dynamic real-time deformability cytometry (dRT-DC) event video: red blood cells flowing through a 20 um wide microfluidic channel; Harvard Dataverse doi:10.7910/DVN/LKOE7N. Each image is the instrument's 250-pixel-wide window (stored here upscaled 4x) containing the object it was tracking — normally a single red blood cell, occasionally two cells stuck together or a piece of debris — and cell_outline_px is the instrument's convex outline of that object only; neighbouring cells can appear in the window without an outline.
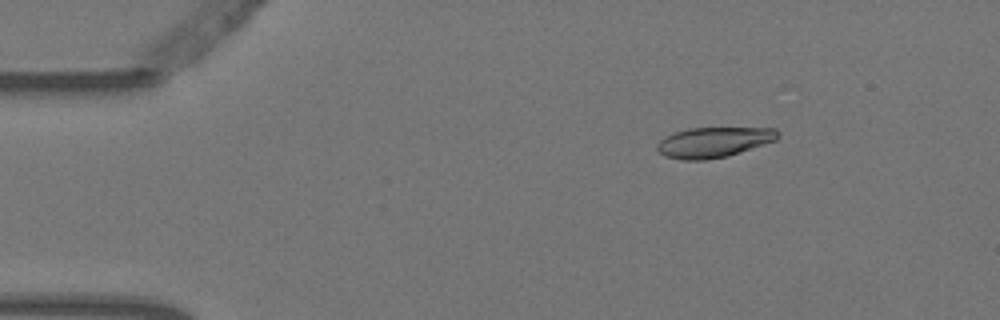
{"species": "Egyptian fruit bat (a non-hibernating species)", "species_latin": "Rousettus aegyptiacus", "temperature_condition": "warm", "stored_images_in_passage": 4, "camera_frame_rate_fps": 3000, "um_per_image_px": 0.085, "animal": {"sex": "female"}, "frame": {"image": 1, "passage_image": 3, "time_ms": 0.667, "image_size_px": [1000, 320], "cell_outline_px": [[780, 136], [776, 140], [724, 156], [704, 160], [680, 160], [664, 156], [656, 148], [656, 144], [660, 140], [676, 132], [688, 128], [776, 128], [780, 132]], "centroid_in_image_um": [60.64, 12.08], "position_along_channel_um": 24.4, "area_um2": 20.98}}